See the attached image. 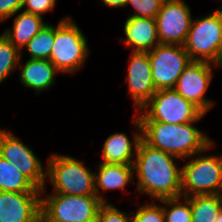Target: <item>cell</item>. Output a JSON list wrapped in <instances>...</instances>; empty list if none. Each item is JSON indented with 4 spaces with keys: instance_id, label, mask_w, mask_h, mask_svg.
<instances>
[{
    "instance_id": "25",
    "label": "cell",
    "mask_w": 222,
    "mask_h": 222,
    "mask_svg": "<svg viewBox=\"0 0 222 222\" xmlns=\"http://www.w3.org/2000/svg\"><path fill=\"white\" fill-rule=\"evenodd\" d=\"M164 0H127L126 6L131 5L135 11L129 15L140 18H155Z\"/></svg>"
},
{
    "instance_id": "2",
    "label": "cell",
    "mask_w": 222,
    "mask_h": 222,
    "mask_svg": "<svg viewBox=\"0 0 222 222\" xmlns=\"http://www.w3.org/2000/svg\"><path fill=\"white\" fill-rule=\"evenodd\" d=\"M199 120L185 124H169L160 121H140L142 140L149 146L180 159H190L204 151L212 142L207 134L193 125Z\"/></svg>"
},
{
    "instance_id": "30",
    "label": "cell",
    "mask_w": 222,
    "mask_h": 222,
    "mask_svg": "<svg viewBox=\"0 0 222 222\" xmlns=\"http://www.w3.org/2000/svg\"><path fill=\"white\" fill-rule=\"evenodd\" d=\"M103 4L109 8H119L125 7L126 8V1L127 0H101Z\"/></svg>"
},
{
    "instance_id": "23",
    "label": "cell",
    "mask_w": 222,
    "mask_h": 222,
    "mask_svg": "<svg viewBox=\"0 0 222 222\" xmlns=\"http://www.w3.org/2000/svg\"><path fill=\"white\" fill-rule=\"evenodd\" d=\"M184 203H181L182 201ZM163 205L165 222H192L190 201L186 197L159 200Z\"/></svg>"
},
{
    "instance_id": "32",
    "label": "cell",
    "mask_w": 222,
    "mask_h": 222,
    "mask_svg": "<svg viewBox=\"0 0 222 222\" xmlns=\"http://www.w3.org/2000/svg\"><path fill=\"white\" fill-rule=\"evenodd\" d=\"M35 222H48L43 216H40Z\"/></svg>"
},
{
    "instance_id": "10",
    "label": "cell",
    "mask_w": 222,
    "mask_h": 222,
    "mask_svg": "<svg viewBox=\"0 0 222 222\" xmlns=\"http://www.w3.org/2000/svg\"><path fill=\"white\" fill-rule=\"evenodd\" d=\"M0 156L13 163L15 168L45 194L46 171L33 150L12 132L0 128Z\"/></svg>"
},
{
    "instance_id": "33",
    "label": "cell",
    "mask_w": 222,
    "mask_h": 222,
    "mask_svg": "<svg viewBox=\"0 0 222 222\" xmlns=\"http://www.w3.org/2000/svg\"><path fill=\"white\" fill-rule=\"evenodd\" d=\"M216 222H222V211L219 213Z\"/></svg>"
},
{
    "instance_id": "18",
    "label": "cell",
    "mask_w": 222,
    "mask_h": 222,
    "mask_svg": "<svg viewBox=\"0 0 222 222\" xmlns=\"http://www.w3.org/2000/svg\"><path fill=\"white\" fill-rule=\"evenodd\" d=\"M133 165L109 164L100 162L98 172H94L96 196L103 202L107 200L100 193L107 190H123L127 184L135 183Z\"/></svg>"
},
{
    "instance_id": "1",
    "label": "cell",
    "mask_w": 222,
    "mask_h": 222,
    "mask_svg": "<svg viewBox=\"0 0 222 222\" xmlns=\"http://www.w3.org/2000/svg\"><path fill=\"white\" fill-rule=\"evenodd\" d=\"M177 159L141 140L133 163L137 192L156 201L181 197L182 168L176 165Z\"/></svg>"
},
{
    "instance_id": "31",
    "label": "cell",
    "mask_w": 222,
    "mask_h": 222,
    "mask_svg": "<svg viewBox=\"0 0 222 222\" xmlns=\"http://www.w3.org/2000/svg\"><path fill=\"white\" fill-rule=\"evenodd\" d=\"M214 65H215V66H219V68L222 69V46H221V49H220V51H219L217 60H216V62L214 63Z\"/></svg>"
},
{
    "instance_id": "3",
    "label": "cell",
    "mask_w": 222,
    "mask_h": 222,
    "mask_svg": "<svg viewBox=\"0 0 222 222\" xmlns=\"http://www.w3.org/2000/svg\"><path fill=\"white\" fill-rule=\"evenodd\" d=\"M46 180L53 193L96 196L94 172L80 160L68 155L52 154L47 160Z\"/></svg>"
},
{
    "instance_id": "15",
    "label": "cell",
    "mask_w": 222,
    "mask_h": 222,
    "mask_svg": "<svg viewBox=\"0 0 222 222\" xmlns=\"http://www.w3.org/2000/svg\"><path fill=\"white\" fill-rule=\"evenodd\" d=\"M132 122L134 123L135 128H137L136 131H138L132 134L134 135L132 136V140L123 132H116L109 135L102 147L101 162L133 165L139 143L142 140V127L137 115L133 117Z\"/></svg>"
},
{
    "instance_id": "14",
    "label": "cell",
    "mask_w": 222,
    "mask_h": 222,
    "mask_svg": "<svg viewBox=\"0 0 222 222\" xmlns=\"http://www.w3.org/2000/svg\"><path fill=\"white\" fill-rule=\"evenodd\" d=\"M41 196L0 191V222H35L41 216Z\"/></svg>"
},
{
    "instance_id": "12",
    "label": "cell",
    "mask_w": 222,
    "mask_h": 222,
    "mask_svg": "<svg viewBox=\"0 0 222 222\" xmlns=\"http://www.w3.org/2000/svg\"><path fill=\"white\" fill-rule=\"evenodd\" d=\"M212 63L191 61L177 80L174 89L186 100L191 101L205 114L214 106L213 100L205 98L213 75Z\"/></svg>"
},
{
    "instance_id": "11",
    "label": "cell",
    "mask_w": 222,
    "mask_h": 222,
    "mask_svg": "<svg viewBox=\"0 0 222 222\" xmlns=\"http://www.w3.org/2000/svg\"><path fill=\"white\" fill-rule=\"evenodd\" d=\"M183 0H164L155 17L159 43L184 45L193 17Z\"/></svg>"
},
{
    "instance_id": "26",
    "label": "cell",
    "mask_w": 222,
    "mask_h": 222,
    "mask_svg": "<svg viewBox=\"0 0 222 222\" xmlns=\"http://www.w3.org/2000/svg\"><path fill=\"white\" fill-rule=\"evenodd\" d=\"M132 217V222H165L163 205L151 203L139 206Z\"/></svg>"
},
{
    "instance_id": "7",
    "label": "cell",
    "mask_w": 222,
    "mask_h": 222,
    "mask_svg": "<svg viewBox=\"0 0 222 222\" xmlns=\"http://www.w3.org/2000/svg\"><path fill=\"white\" fill-rule=\"evenodd\" d=\"M222 46V6L192 20L184 48L192 61L214 64Z\"/></svg>"
},
{
    "instance_id": "28",
    "label": "cell",
    "mask_w": 222,
    "mask_h": 222,
    "mask_svg": "<svg viewBox=\"0 0 222 222\" xmlns=\"http://www.w3.org/2000/svg\"><path fill=\"white\" fill-rule=\"evenodd\" d=\"M56 0H23V11L43 16L44 13L54 9Z\"/></svg>"
},
{
    "instance_id": "16",
    "label": "cell",
    "mask_w": 222,
    "mask_h": 222,
    "mask_svg": "<svg viewBox=\"0 0 222 222\" xmlns=\"http://www.w3.org/2000/svg\"><path fill=\"white\" fill-rule=\"evenodd\" d=\"M124 34L122 43L131 47L132 52H149L159 44L155 18L129 16L124 23Z\"/></svg>"
},
{
    "instance_id": "17",
    "label": "cell",
    "mask_w": 222,
    "mask_h": 222,
    "mask_svg": "<svg viewBox=\"0 0 222 222\" xmlns=\"http://www.w3.org/2000/svg\"><path fill=\"white\" fill-rule=\"evenodd\" d=\"M19 59L18 66H21L20 82L24 87L34 90L37 94L55 84V75L61 73L50 60L28 59L24 65ZM22 64V65H21Z\"/></svg>"
},
{
    "instance_id": "22",
    "label": "cell",
    "mask_w": 222,
    "mask_h": 222,
    "mask_svg": "<svg viewBox=\"0 0 222 222\" xmlns=\"http://www.w3.org/2000/svg\"><path fill=\"white\" fill-rule=\"evenodd\" d=\"M55 26L47 24L24 47L29 53V59L49 60L54 45Z\"/></svg>"
},
{
    "instance_id": "20",
    "label": "cell",
    "mask_w": 222,
    "mask_h": 222,
    "mask_svg": "<svg viewBox=\"0 0 222 222\" xmlns=\"http://www.w3.org/2000/svg\"><path fill=\"white\" fill-rule=\"evenodd\" d=\"M0 191L42 193L13 163L0 156Z\"/></svg>"
},
{
    "instance_id": "6",
    "label": "cell",
    "mask_w": 222,
    "mask_h": 222,
    "mask_svg": "<svg viewBox=\"0 0 222 222\" xmlns=\"http://www.w3.org/2000/svg\"><path fill=\"white\" fill-rule=\"evenodd\" d=\"M137 112L140 121L169 124H185L200 120L205 115L199 107L184 99L174 88L157 90Z\"/></svg>"
},
{
    "instance_id": "9",
    "label": "cell",
    "mask_w": 222,
    "mask_h": 222,
    "mask_svg": "<svg viewBox=\"0 0 222 222\" xmlns=\"http://www.w3.org/2000/svg\"><path fill=\"white\" fill-rule=\"evenodd\" d=\"M156 90L174 88L191 58L184 45L161 44L148 52Z\"/></svg>"
},
{
    "instance_id": "21",
    "label": "cell",
    "mask_w": 222,
    "mask_h": 222,
    "mask_svg": "<svg viewBox=\"0 0 222 222\" xmlns=\"http://www.w3.org/2000/svg\"><path fill=\"white\" fill-rule=\"evenodd\" d=\"M186 198L190 201L192 222H216L222 211V195H194Z\"/></svg>"
},
{
    "instance_id": "24",
    "label": "cell",
    "mask_w": 222,
    "mask_h": 222,
    "mask_svg": "<svg viewBox=\"0 0 222 222\" xmlns=\"http://www.w3.org/2000/svg\"><path fill=\"white\" fill-rule=\"evenodd\" d=\"M21 52L0 34V83L8 78L18 66Z\"/></svg>"
},
{
    "instance_id": "13",
    "label": "cell",
    "mask_w": 222,
    "mask_h": 222,
    "mask_svg": "<svg viewBox=\"0 0 222 222\" xmlns=\"http://www.w3.org/2000/svg\"><path fill=\"white\" fill-rule=\"evenodd\" d=\"M126 84L136 110H140L157 91L152 79L148 52H131Z\"/></svg>"
},
{
    "instance_id": "19",
    "label": "cell",
    "mask_w": 222,
    "mask_h": 222,
    "mask_svg": "<svg viewBox=\"0 0 222 222\" xmlns=\"http://www.w3.org/2000/svg\"><path fill=\"white\" fill-rule=\"evenodd\" d=\"M47 24L41 16L22 11L15 16L12 29L7 28L2 34L22 54V49H24L27 43Z\"/></svg>"
},
{
    "instance_id": "5",
    "label": "cell",
    "mask_w": 222,
    "mask_h": 222,
    "mask_svg": "<svg viewBox=\"0 0 222 222\" xmlns=\"http://www.w3.org/2000/svg\"><path fill=\"white\" fill-rule=\"evenodd\" d=\"M71 17H64L55 27L50 62L61 72L74 74L83 68L90 53L86 36Z\"/></svg>"
},
{
    "instance_id": "8",
    "label": "cell",
    "mask_w": 222,
    "mask_h": 222,
    "mask_svg": "<svg viewBox=\"0 0 222 222\" xmlns=\"http://www.w3.org/2000/svg\"><path fill=\"white\" fill-rule=\"evenodd\" d=\"M102 204L97 196L52 193L41 196V216L48 222H94Z\"/></svg>"
},
{
    "instance_id": "29",
    "label": "cell",
    "mask_w": 222,
    "mask_h": 222,
    "mask_svg": "<svg viewBox=\"0 0 222 222\" xmlns=\"http://www.w3.org/2000/svg\"><path fill=\"white\" fill-rule=\"evenodd\" d=\"M23 0H0V23L22 10Z\"/></svg>"
},
{
    "instance_id": "27",
    "label": "cell",
    "mask_w": 222,
    "mask_h": 222,
    "mask_svg": "<svg viewBox=\"0 0 222 222\" xmlns=\"http://www.w3.org/2000/svg\"><path fill=\"white\" fill-rule=\"evenodd\" d=\"M97 222H132V217L121 212L112 203H103L99 209Z\"/></svg>"
},
{
    "instance_id": "4",
    "label": "cell",
    "mask_w": 222,
    "mask_h": 222,
    "mask_svg": "<svg viewBox=\"0 0 222 222\" xmlns=\"http://www.w3.org/2000/svg\"><path fill=\"white\" fill-rule=\"evenodd\" d=\"M215 146L214 141L182 168L181 196L222 195V155H203Z\"/></svg>"
}]
</instances>
